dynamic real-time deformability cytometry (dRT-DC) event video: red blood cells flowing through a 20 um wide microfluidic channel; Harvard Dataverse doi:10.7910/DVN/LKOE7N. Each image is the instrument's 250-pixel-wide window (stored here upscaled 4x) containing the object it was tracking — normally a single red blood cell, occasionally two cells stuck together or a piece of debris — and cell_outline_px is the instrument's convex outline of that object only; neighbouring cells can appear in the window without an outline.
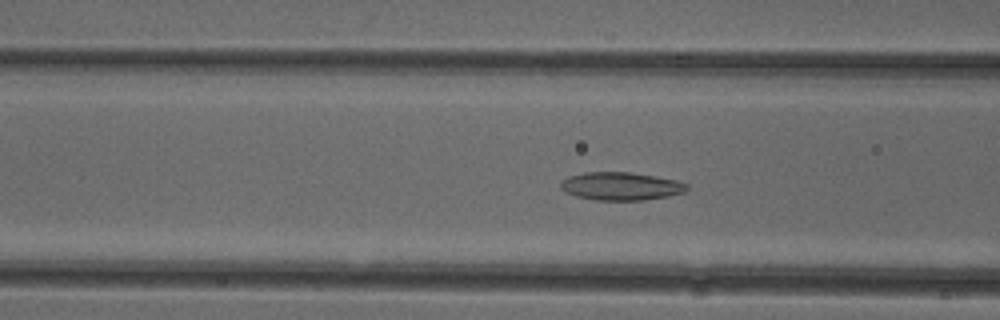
{"species": "common noctule bat (a hibernating species)", "species_latin": "Nyctalus noctula", "temperature_condition": "cold", "stored_images_in_passage": 51, "camera_frame_rate_fps": 3000, "um_per_image_px": 0.085, "animal": {"sex": "female"}, "frame": {"image": 1, "passage_image": 19, "time_ms": 6.0, "image_size_px": [1000, 320], "cell_outline_px": [[688, 188], [684, 192], [668, 196], [644, 200], [596, 200], [576, 196], [564, 192], [560, 188], [560, 184], [568, 176], [584, 172], [628, 172], [656, 176], [676, 180], [688, 184]], "centroid_in_image_um": [52.77, 15.82], "position_along_channel_um": 113.8, "area_um2": 20.63}}
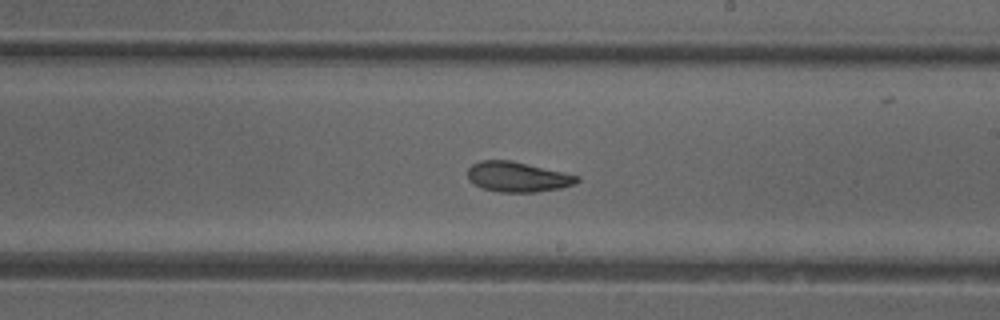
{"frame": {"image": 2, "passage_image": 29, "time_ms": 9.333, "image_size_px": [1000, 320], "cell_outline_px": [[580, 180], [576, 184], [560, 188], [536, 192], [500, 192], [484, 188], [468, 180], [468, 168], [472, 164], [480, 160], [512, 160], [580, 176]], "centroid_in_image_um": [44.01, 15.02], "position_along_channel_um": 245.0, "area_um2": 19.19}}
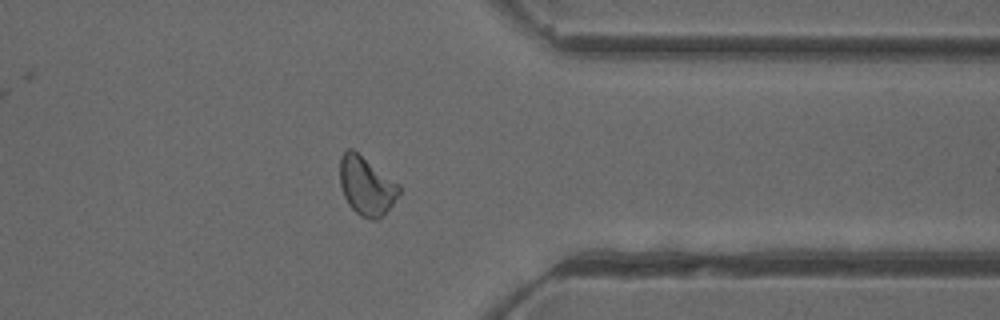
{"frame": {"image": 3, "passage_image": 40, "time_ms": 13.0, "image_size_px": [1000, 320], "cell_outline_px": [[400, 192], [392, 204], [376, 220], [372, 220], [360, 216], [348, 204], [344, 196], [340, 184], [340, 156], [348, 148], [352, 148], [400, 184]], "centroid_in_image_um": [31.13, 15.78], "position_along_channel_um": 380.3, "area_um2": 20.06}, "authors_computed_cell_mechanics": {"area_um2": 20.2878, "velocity_mm_per_s": 3.9384, "shape_relaxation_time_tau1_ms": null, "shape_relaxation_time_tau2_ms": 3.8388, "deformation_change_tau1": null, "deformation_change_tau2": 0.1079}}